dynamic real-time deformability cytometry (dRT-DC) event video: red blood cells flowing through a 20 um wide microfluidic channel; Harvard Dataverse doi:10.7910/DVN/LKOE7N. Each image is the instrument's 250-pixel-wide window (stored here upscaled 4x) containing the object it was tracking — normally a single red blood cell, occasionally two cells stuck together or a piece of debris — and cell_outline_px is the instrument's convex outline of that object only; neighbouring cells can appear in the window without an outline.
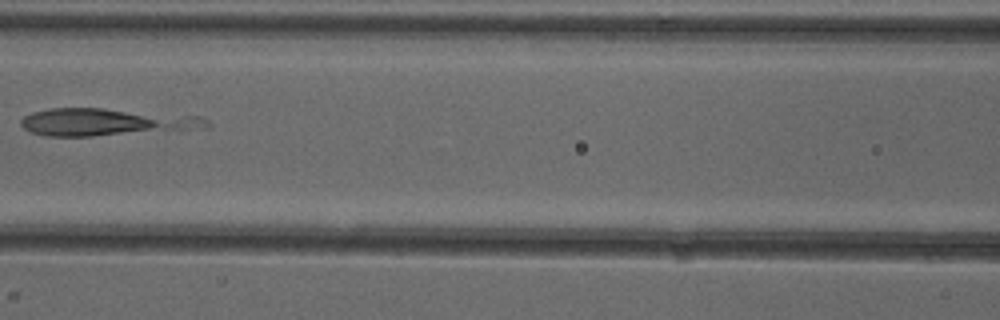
{"species": "common noctule bat (a hibernating species)", "species_latin": "Nyctalus noctula", "temperature_condition": "cold", "stored_images_in_passage": 7, "camera_frame_rate_fps": 3000, "um_per_image_px": 0.085, "animal": {"sex": "female"}, "frame": {"image": 1, "passage_image": 7, "time_ms": 7.0, "image_size_px": [1000, 320], "cell_outline_px": [[212, 128], [92, 136], [44, 136], [32, 132], [24, 128], [20, 124], [20, 120], [24, 116], [32, 112], [48, 108], [100, 108], [200, 116], [208, 120], [212, 124]], "centroid_in_image_um": [9.06, 10.38], "position_along_channel_um": 157.5, "area_um2": 29.82}}